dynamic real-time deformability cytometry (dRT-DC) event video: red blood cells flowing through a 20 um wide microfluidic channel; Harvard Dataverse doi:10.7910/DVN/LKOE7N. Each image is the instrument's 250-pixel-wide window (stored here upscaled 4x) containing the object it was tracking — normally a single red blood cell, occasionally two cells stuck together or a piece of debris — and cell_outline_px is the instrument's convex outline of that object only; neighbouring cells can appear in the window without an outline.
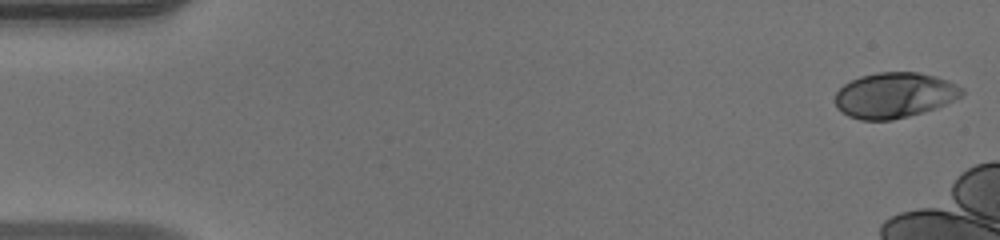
{"species": "human", "species_latin": "Homo sapiens", "temperature_condition": "warm", "stored_images_in_passage": 13, "camera_frame_rate_fps": 3000, "um_per_image_px": 0.085, "donor": {"sex": "male"}, "frame": {"image": 1, "passage_image": 1, "time_ms": 0.0, "image_size_px": [1000, 240], "cell_outline_px": [[964, 92], [960, 96], [936, 108], [908, 116], [892, 120], [860, 120], [848, 116], [840, 112], [836, 108], [836, 92], [844, 84], [860, 76], [876, 72], [916, 72], [936, 76], [948, 80], [964, 88]], "centroid_in_image_um": [76.01, 8.09], "position_along_channel_um": 9.0, "area_um2": 33.58}}